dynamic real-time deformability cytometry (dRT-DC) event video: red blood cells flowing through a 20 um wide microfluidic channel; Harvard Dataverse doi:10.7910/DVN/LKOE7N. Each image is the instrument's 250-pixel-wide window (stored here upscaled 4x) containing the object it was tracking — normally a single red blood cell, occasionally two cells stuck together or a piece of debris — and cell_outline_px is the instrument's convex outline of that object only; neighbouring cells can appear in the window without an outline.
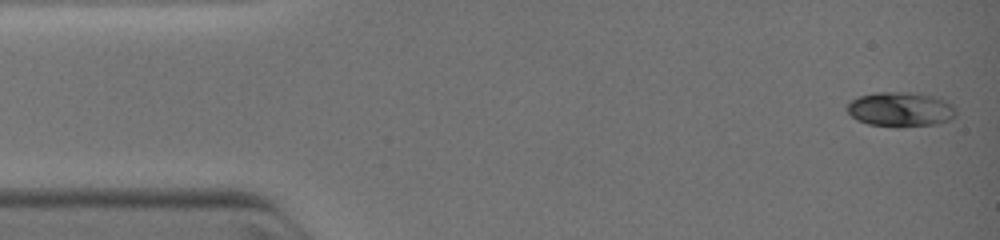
{"species": "common noctule bat (a hibernating species)", "species_latin": "Nyctalus noctula", "temperature_condition": "warm", "stored_images_in_passage": 10, "camera_frame_rate_fps": 3000, "um_per_image_px": 0.085, "animal": {"sex": "female", "body_mass_g": 19.0, "forearm_length_mm": 51.5}, "frame": {"image": 1, "passage_image": 1, "time_ms": 0.0, "image_size_px": [1000, 240], "cell_outline_px": [[956, 116], [948, 120], [932, 124], [868, 124], [856, 120], [848, 112], [848, 104], [852, 100], [860, 96], [876, 92], [920, 92], [936, 96], [952, 104], [956, 108]], "centroid_in_image_um": [76.57, 9.23], "position_along_channel_um": 8.4, "area_um2": 21.33}}
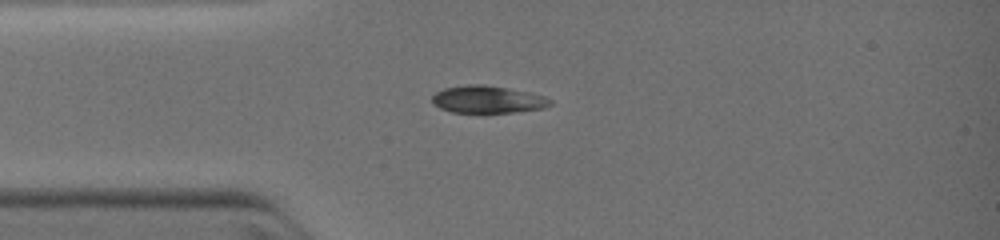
{"frame": {"image": 2, "passage_image": 7, "time_ms": 2.667, "image_size_px": [1000, 240], "cell_outline_px": [[552, 104], [544, 108], [512, 112], [452, 112], [440, 108], [432, 104], [432, 96], [436, 92], [444, 88], [468, 84], [484, 84], [532, 92], [544, 96], [552, 100]], "centroid_in_image_um": [41.46, 8.44], "position_along_channel_um": 43.5, "area_um2": 18.9}}
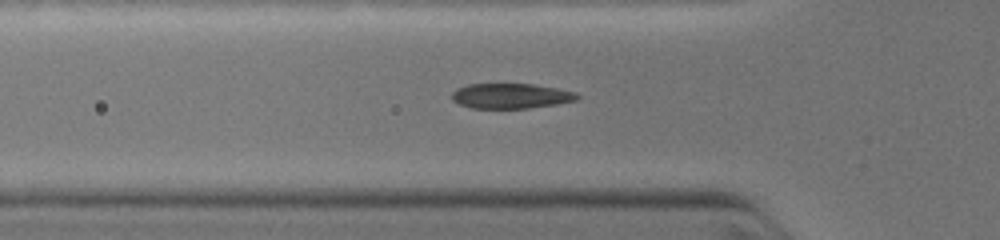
{"frame": {"image": 3, "passage_image": 9, "time_ms": 3.667, "image_size_px": [1000, 240], "cell_outline_px": [[580, 96], [576, 100], [528, 108], [472, 108], [460, 104], [452, 100], [452, 92], [456, 88], [468, 84], [532, 84], [556, 88], [576, 92]], "centroid_in_image_um": [43.38, 8.15], "position_along_channel_um": 82.4, "area_um2": 18.15}}